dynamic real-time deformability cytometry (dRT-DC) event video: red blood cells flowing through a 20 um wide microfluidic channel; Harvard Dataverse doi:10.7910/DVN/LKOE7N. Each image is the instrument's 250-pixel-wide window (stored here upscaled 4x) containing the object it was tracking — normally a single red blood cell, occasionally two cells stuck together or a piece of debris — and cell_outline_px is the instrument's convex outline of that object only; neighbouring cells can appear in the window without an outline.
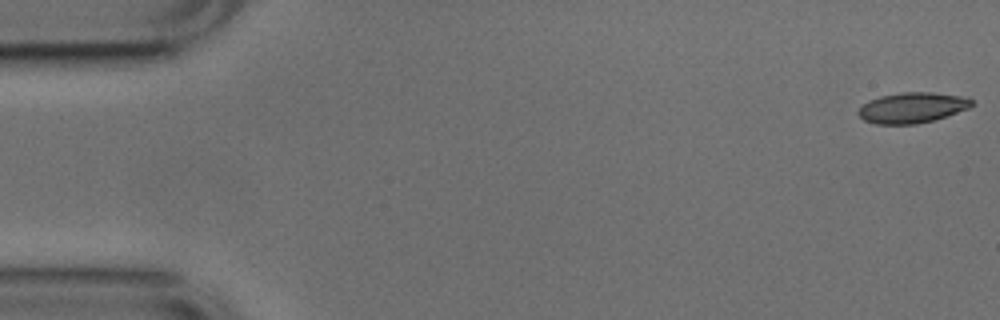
{"species": "common noctule bat (a hibernating species)", "species_latin": "Nyctalus noctula", "temperature_condition": "cold", "stored_images_in_passage": 8, "camera_frame_rate_fps": 3000, "um_per_image_px": 0.085, "animal": {"sex": "male", "body_mass_g": 17.9, "forearm_length_mm": 54.2}, "frame": {"image": 1, "passage_image": 1, "time_ms": 0.0, "image_size_px": [1000, 320], "cell_outline_px": [[976, 104], [968, 108], [932, 120], [916, 124], [876, 124], [864, 120], [856, 112], [868, 100], [880, 96], [900, 92], [932, 92], [968, 96]], "centroid_in_image_um": [77.55, 9.13], "position_along_channel_um": 7.5, "area_um2": 20.23}}